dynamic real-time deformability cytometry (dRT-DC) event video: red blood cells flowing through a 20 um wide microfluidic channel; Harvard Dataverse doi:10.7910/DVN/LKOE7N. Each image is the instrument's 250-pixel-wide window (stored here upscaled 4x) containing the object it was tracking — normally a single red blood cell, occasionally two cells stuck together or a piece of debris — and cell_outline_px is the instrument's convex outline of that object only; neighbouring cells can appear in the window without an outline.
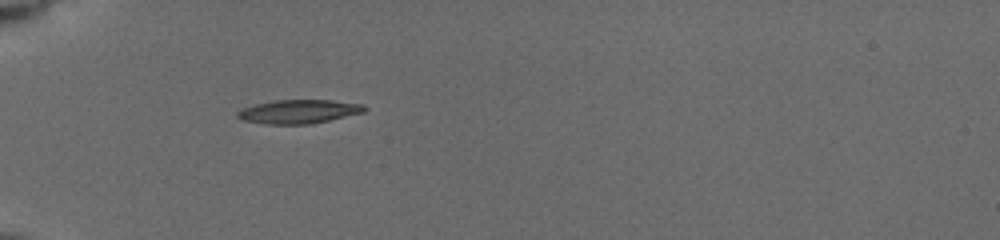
{"species": "common noctule bat (a hibernating species)", "species_latin": "Nyctalus noctula", "temperature_condition": "cold", "stored_images_in_passage": 54, "camera_frame_rate_fps": 3000, "um_per_image_px": 0.085, "animal": {"sex": "female", "body_mass_g": 19.5, "forearm_length_mm": 54.1}, "frame": {"image": 1, "passage_image": 1, "time_ms": 0.0, "image_size_px": [1000, 240], "cell_outline_px": [[368, 108], [364, 112], [312, 124], [264, 124], [240, 120], [236, 116], [236, 112], [252, 104], [276, 100], [332, 100], [364, 104]], "centroid_in_image_um": [25.37, 9.48], "position_along_channel_um": 59.6, "area_um2": 17.8}}
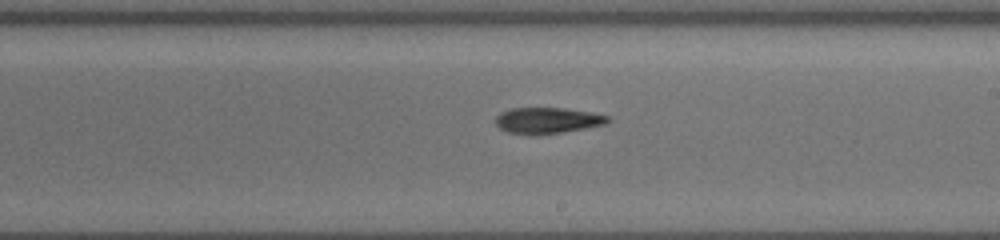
{"frame": {"image": 2, "passage_image": 24, "time_ms": 5.0, "image_size_px": [1000, 240], "cell_outline_px": [[608, 120], [604, 124], [564, 132], [508, 132], [500, 128], [496, 124], [496, 116], [500, 112], [512, 108], [564, 108], [592, 112], [608, 116]], "centroid_in_image_um": [46.53, 10.19], "position_along_channel_um": 242.5, "area_um2": 16.24}}
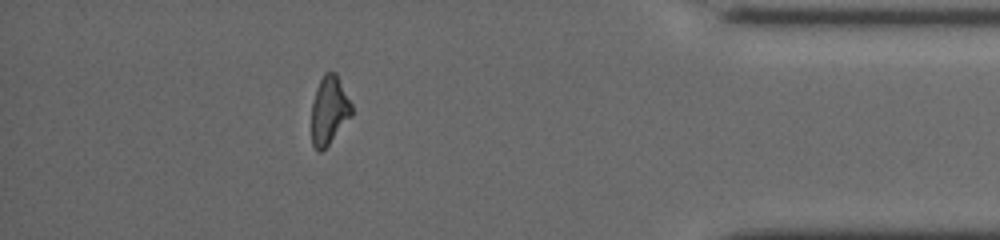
{"frame": {"image": 3, "passage_image": 47, "time_ms": 10.0, "image_size_px": [1000, 240], "cell_outline_px": [[352, 116], [328, 144], [320, 152], [316, 152], [312, 144], [312, 104], [316, 88], [324, 72], [336, 72], [352, 104]], "centroid_in_image_um": [27.98, 9.37], "position_along_channel_um": 407.2, "area_um2": 15.95}, "authors_computed_cell_mechanics": {"area_um2": 16.6753, "velocity_mm_per_s": 3.9387, "shape_relaxation_time_tau1_ms": 3.878, "shape_relaxation_time_tau2_ms": 4.9546, "deformation_change_tau1": 0.1589, "deformation_change_tau2": 0.1418}}